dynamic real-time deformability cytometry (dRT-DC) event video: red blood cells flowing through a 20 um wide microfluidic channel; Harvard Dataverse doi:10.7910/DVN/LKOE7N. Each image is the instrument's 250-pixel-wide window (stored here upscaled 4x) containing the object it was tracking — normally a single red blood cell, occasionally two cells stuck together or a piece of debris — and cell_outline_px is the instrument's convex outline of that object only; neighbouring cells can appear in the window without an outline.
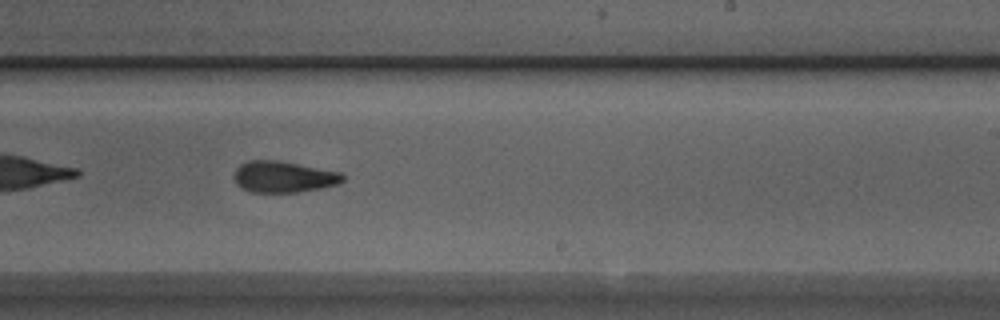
{"species": "Egyptian fruit bat (a non-hibernating species)", "species_latin": "Rousettus aegyptiacus", "temperature_condition": "room temperature", "stored_images_in_passage": 36, "camera_frame_rate_fps": 3000, "um_per_image_px": 0.085, "animal": {"sex": "male"}, "frame": {"image": 1, "passage_image": 16, "time_ms": 5.0, "image_size_px": [1000, 320], "cell_outline_px": [[344, 180], [340, 184], [320, 188], [296, 192], [252, 192], [240, 188], [236, 184], [232, 176], [236, 168], [240, 164], [248, 160], [280, 160], [340, 172], [344, 176]], "centroid_in_image_um": [24.06, 15.02], "position_along_channel_um": 264.9, "area_um2": 20.06}, "authors_computed_cell_mechanics": {"area_um2": 20.0566, "velocity_mm_per_s": 4.0419, "shape_relaxation_time_tau1_ms": 8.7992, "shape_relaxation_time_tau2_ms": 2.2225, "deformation_change_tau1": 0.2057, "deformation_change_tau2": 0.0946}}